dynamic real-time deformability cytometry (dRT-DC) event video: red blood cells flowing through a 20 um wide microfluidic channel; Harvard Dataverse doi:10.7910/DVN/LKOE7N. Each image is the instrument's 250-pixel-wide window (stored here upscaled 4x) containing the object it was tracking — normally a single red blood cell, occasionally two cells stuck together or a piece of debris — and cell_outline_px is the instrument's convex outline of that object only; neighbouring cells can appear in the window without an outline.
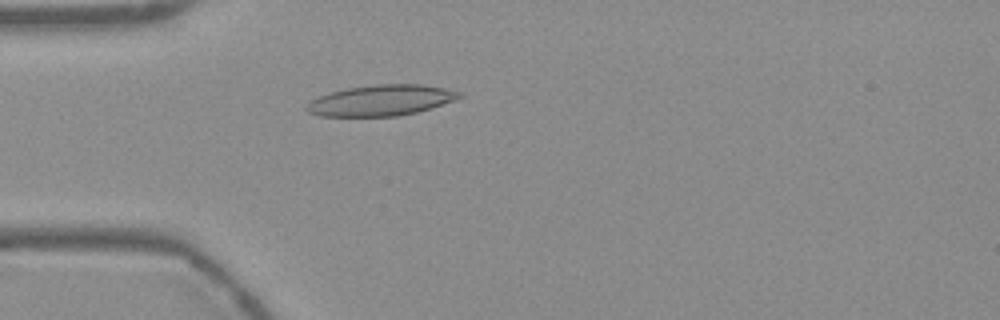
{"species": "Egyptian fruit bat (a non-hibernating species)", "species_latin": "Rousettus aegyptiacus", "temperature_condition": "warm", "stored_images_in_passage": 53, "camera_frame_rate_fps": 3000, "um_per_image_px": 0.085, "frame": {"image": 1, "passage_image": 15, "time_ms": 4.667, "image_size_px": [1000, 320], "cell_outline_px": [[464, 96], [456, 100], [432, 108], [416, 112], [396, 116], [320, 116], [308, 112], [304, 108], [304, 104], [328, 92], [348, 88], [376, 84], [420, 84], [444, 88], [464, 92]], "centroid_in_image_um": [32.41, 8.53], "position_along_channel_um": 52.6, "area_um2": 27.63}}
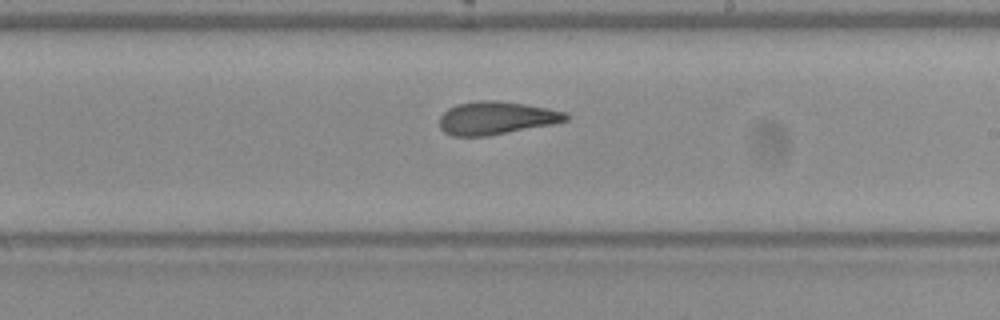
{"frame": {"image": 2, "passage_image": 31, "time_ms": 10.0, "image_size_px": [1000, 320], "cell_outline_px": [[568, 120], [552, 124], [488, 136], [452, 136], [444, 132], [440, 128], [440, 116], [448, 108], [456, 104], [480, 100], [496, 100], [524, 104], [548, 108], [564, 112], [568, 116]], "centroid_in_image_um": [42.14, 10.03], "position_along_channel_um": 246.9, "area_um2": 24.22}}
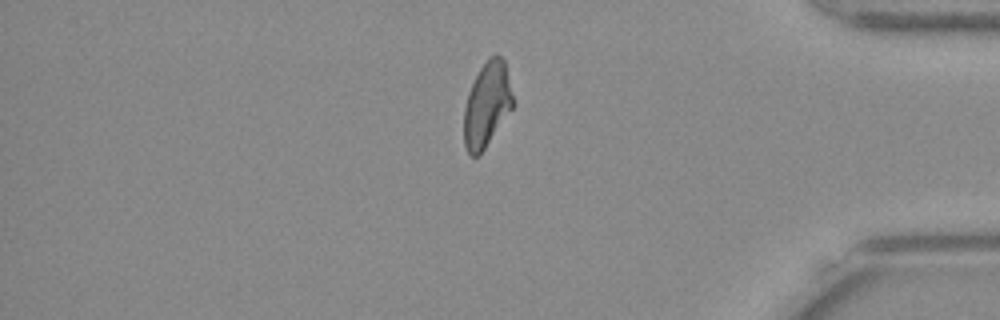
{"frame": {"image": 3, "passage_image": 45, "time_ms": 14.667, "image_size_px": [1000, 320], "cell_outline_px": [[512, 108], [484, 148], [476, 156], [472, 156], [468, 152], [464, 144], [464, 108], [468, 92], [480, 68], [488, 56], [500, 56], [504, 60], [512, 96]], "centroid_in_image_um": [41.36, 8.88], "position_along_channel_um": 393.8, "area_um2": 23.47}, "authors_computed_cell_mechanics": {"area_um2": 24.854, "velocity_mm_per_s": 3.7729, "shape_relaxation_time_tau1_ms": 9.0885, "shape_relaxation_time_tau2_ms": 2.5406, "deformation_change_tau1": 0.2485, "deformation_change_tau2": 0.0918}}